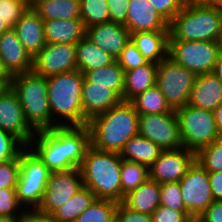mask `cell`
Returning a JSON list of instances; mask_svg holds the SVG:
<instances>
[{"label":"cell","instance_id":"cell-51","mask_svg":"<svg viewBox=\"0 0 222 222\" xmlns=\"http://www.w3.org/2000/svg\"><path fill=\"white\" fill-rule=\"evenodd\" d=\"M222 82V53H219L212 72Z\"/></svg>","mask_w":222,"mask_h":222},{"label":"cell","instance_id":"cell-16","mask_svg":"<svg viewBox=\"0 0 222 222\" xmlns=\"http://www.w3.org/2000/svg\"><path fill=\"white\" fill-rule=\"evenodd\" d=\"M0 129L14 135L25 146L36 134L25 120L19 98L12 88L0 96Z\"/></svg>","mask_w":222,"mask_h":222},{"label":"cell","instance_id":"cell-52","mask_svg":"<svg viewBox=\"0 0 222 222\" xmlns=\"http://www.w3.org/2000/svg\"><path fill=\"white\" fill-rule=\"evenodd\" d=\"M12 80L13 79H0V96L12 88Z\"/></svg>","mask_w":222,"mask_h":222},{"label":"cell","instance_id":"cell-22","mask_svg":"<svg viewBox=\"0 0 222 222\" xmlns=\"http://www.w3.org/2000/svg\"><path fill=\"white\" fill-rule=\"evenodd\" d=\"M222 103V82L213 74L197 75L186 105L213 112Z\"/></svg>","mask_w":222,"mask_h":222},{"label":"cell","instance_id":"cell-55","mask_svg":"<svg viewBox=\"0 0 222 222\" xmlns=\"http://www.w3.org/2000/svg\"><path fill=\"white\" fill-rule=\"evenodd\" d=\"M207 3L222 7V0H206Z\"/></svg>","mask_w":222,"mask_h":222},{"label":"cell","instance_id":"cell-10","mask_svg":"<svg viewBox=\"0 0 222 222\" xmlns=\"http://www.w3.org/2000/svg\"><path fill=\"white\" fill-rule=\"evenodd\" d=\"M197 75L175 63L170 57L157 65L156 85L173 110L184 107Z\"/></svg>","mask_w":222,"mask_h":222},{"label":"cell","instance_id":"cell-18","mask_svg":"<svg viewBox=\"0 0 222 222\" xmlns=\"http://www.w3.org/2000/svg\"><path fill=\"white\" fill-rule=\"evenodd\" d=\"M125 26L130 33L169 31L168 22L147 0H129Z\"/></svg>","mask_w":222,"mask_h":222},{"label":"cell","instance_id":"cell-58","mask_svg":"<svg viewBox=\"0 0 222 222\" xmlns=\"http://www.w3.org/2000/svg\"><path fill=\"white\" fill-rule=\"evenodd\" d=\"M185 222H195V218L189 217Z\"/></svg>","mask_w":222,"mask_h":222},{"label":"cell","instance_id":"cell-53","mask_svg":"<svg viewBox=\"0 0 222 222\" xmlns=\"http://www.w3.org/2000/svg\"><path fill=\"white\" fill-rule=\"evenodd\" d=\"M0 79H13V75L6 68L1 58H0Z\"/></svg>","mask_w":222,"mask_h":222},{"label":"cell","instance_id":"cell-24","mask_svg":"<svg viewBox=\"0 0 222 222\" xmlns=\"http://www.w3.org/2000/svg\"><path fill=\"white\" fill-rule=\"evenodd\" d=\"M131 40L150 62L159 64L168 57L169 31H144L131 33Z\"/></svg>","mask_w":222,"mask_h":222},{"label":"cell","instance_id":"cell-49","mask_svg":"<svg viewBox=\"0 0 222 222\" xmlns=\"http://www.w3.org/2000/svg\"><path fill=\"white\" fill-rule=\"evenodd\" d=\"M214 201L222 200V172L208 173Z\"/></svg>","mask_w":222,"mask_h":222},{"label":"cell","instance_id":"cell-50","mask_svg":"<svg viewBox=\"0 0 222 222\" xmlns=\"http://www.w3.org/2000/svg\"><path fill=\"white\" fill-rule=\"evenodd\" d=\"M217 128L222 136V103L213 111Z\"/></svg>","mask_w":222,"mask_h":222},{"label":"cell","instance_id":"cell-8","mask_svg":"<svg viewBox=\"0 0 222 222\" xmlns=\"http://www.w3.org/2000/svg\"><path fill=\"white\" fill-rule=\"evenodd\" d=\"M184 148L197 153L221 136L211 111L185 105L175 110Z\"/></svg>","mask_w":222,"mask_h":222},{"label":"cell","instance_id":"cell-43","mask_svg":"<svg viewBox=\"0 0 222 222\" xmlns=\"http://www.w3.org/2000/svg\"><path fill=\"white\" fill-rule=\"evenodd\" d=\"M156 11L169 23L183 8L186 0H147Z\"/></svg>","mask_w":222,"mask_h":222},{"label":"cell","instance_id":"cell-27","mask_svg":"<svg viewBox=\"0 0 222 222\" xmlns=\"http://www.w3.org/2000/svg\"><path fill=\"white\" fill-rule=\"evenodd\" d=\"M114 61L115 59L110 54L86 36L76 43V64L77 69L82 73L108 66Z\"/></svg>","mask_w":222,"mask_h":222},{"label":"cell","instance_id":"cell-9","mask_svg":"<svg viewBox=\"0 0 222 222\" xmlns=\"http://www.w3.org/2000/svg\"><path fill=\"white\" fill-rule=\"evenodd\" d=\"M219 53L218 42L169 40L168 57L196 75L212 73Z\"/></svg>","mask_w":222,"mask_h":222},{"label":"cell","instance_id":"cell-21","mask_svg":"<svg viewBox=\"0 0 222 222\" xmlns=\"http://www.w3.org/2000/svg\"><path fill=\"white\" fill-rule=\"evenodd\" d=\"M13 30L25 50L34 58L47 44L43 19L30 7L17 21Z\"/></svg>","mask_w":222,"mask_h":222},{"label":"cell","instance_id":"cell-44","mask_svg":"<svg viewBox=\"0 0 222 222\" xmlns=\"http://www.w3.org/2000/svg\"><path fill=\"white\" fill-rule=\"evenodd\" d=\"M186 210H172L159 205L152 213V222H185L189 218Z\"/></svg>","mask_w":222,"mask_h":222},{"label":"cell","instance_id":"cell-33","mask_svg":"<svg viewBox=\"0 0 222 222\" xmlns=\"http://www.w3.org/2000/svg\"><path fill=\"white\" fill-rule=\"evenodd\" d=\"M121 202L131 191L149 179V168L137 162L122 159L121 162Z\"/></svg>","mask_w":222,"mask_h":222},{"label":"cell","instance_id":"cell-37","mask_svg":"<svg viewBox=\"0 0 222 222\" xmlns=\"http://www.w3.org/2000/svg\"><path fill=\"white\" fill-rule=\"evenodd\" d=\"M30 7L29 0H0V18L13 28Z\"/></svg>","mask_w":222,"mask_h":222},{"label":"cell","instance_id":"cell-19","mask_svg":"<svg viewBox=\"0 0 222 222\" xmlns=\"http://www.w3.org/2000/svg\"><path fill=\"white\" fill-rule=\"evenodd\" d=\"M0 58L13 76L33 70V57L25 50L13 28L0 35Z\"/></svg>","mask_w":222,"mask_h":222},{"label":"cell","instance_id":"cell-26","mask_svg":"<svg viewBox=\"0 0 222 222\" xmlns=\"http://www.w3.org/2000/svg\"><path fill=\"white\" fill-rule=\"evenodd\" d=\"M123 203L131 210L152 215L160 205V184L148 179L124 197Z\"/></svg>","mask_w":222,"mask_h":222},{"label":"cell","instance_id":"cell-38","mask_svg":"<svg viewBox=\"0 0 222 222\" xmlns=\"http://www.w3.org/2000/svg\"><path fill=\"white\" fill-rule=\"evenodd\" d=\"M23 209L18 202L16 188L0 189V218L16 220Z\"/></svg>","mask_w":222,"mask_h":222},{"label":"cell","instance_id":"cell-30","mask_svg":"<svg viewBox=\"0 0 222 222\" xmlns=\"http://www.w3.org/2000/svg\"><path fill=\"white\" fill-rule=\"evenodd\" d=\"M84 82L94 85L110 86L123 101L125 71L115 60L108 66L83 72Z\"/></svg>","mask_w":222,"mask_h":222},{"label":"cell","instance_id":"cell-41","mask_svg":"<svg viewBox=\"0 0 222 222\" xmlns=\"http://www.w3.org/2000/svg\"><path fill=\"white\" fill-rule=\"evenodd\" d=\"M116 61L124 71L137 68L138 66L144 65L148 62V60L139 52L137 46L131 39L121 51Z\"/></svg>","mask_w":222,"mask_h":222},{"label":"cell","instance_id":"cell-17","mask_svg":"<svg viewBox=\"0 0 222 222\" xmlns=\"http://www.w3.org/2000/svg\"><path fill=\"white\" fill-rule=\"evenodd\" d=\"M86 37L116 60L130 41L131 33L123 24L107 22L86 28Z\"/></svg>","mask_w":222,"mask_h":222},{"label":"cell","instance_id":"cell-5","mask_svg":"<svg viewBox=\"0 0 222 222\" xmlns=\"http://www.w3.org/2000/svg\"><path fill=\"white\" fill-rule=\"evenodd\" d=\"M121 162L119 153L98 150L91 145L80 166L84 186L93 191L97 199L120 203Z\"/></svg>","mask_w":222,"mask_h":222},{"label":"cell","instance_id":"cell-20","mask_svg":"<svg viewBox=\"0 0 222 222\" xmlns=\"http://www.w3.org/2000/svg\"><path fill=\"white\" fill-rule=\"evenodd\" d=\"M122 99L110 89V86L94 85L84 82L82 86L81 103L84 114V125L95 116L102 114L118 105Z\"/></svg>","mask_w":222,"mask_h":222},{"label":"cell","instance_id":"cell-29","mask_svg":"<svg viewBox=\"0 0 222 222\" xmlns=\"http://www.w3.org/2000/svg\"><path fill=\"white\" fill-rule=\"evenodd\" d=\"M31 7L43 20L80 18V0H36Z\"/></svg>","mask_w":222,"mask_h":222},{"label":"cell","instance_id":"cell-1","mask_svg":"<svg viewBox=\"0 0 222 222\" xmlns=\"http://www.w3.org/2000/svg\"><path fill=\"white\" fill-rule=\"evenodd\" d=\"M90 146L88 125L37 131L28 145L51 172L80 168Z\"/></svg>","mask_w":222,"mask_h":222},{"label":"cell","instance_id":"cell-45","mask_svg":"<svg viewBox=\"0 0 222 222\" xmlns=\"http://www.w3.org/2000/svg\"><path fill=\"white\" fill-rule=\"evenodd\" d=\"M115 222H152L150 215L129 209L123 202L118 203Z\"/></svg>","mask_w":222,"mask_h":222},{"label":"cell","instance_id":"cell-28","mask_svg":"<svg viewBox=\"0 0 222 222\" xmlns=\"http://www.w3.org/2000/svg\"><path fill=\"white\" fill-rule=\"evenodd\" d=\"M162 149L149 139L136 135L132 137L120 152L124 160L137 162L148 168L159 157Z\"/></svg>","mask_w":222,"mask_h":222},{"label":"cell","instance_id":"cell-12","mask_svg":"<svg viewBox=\"0 0 222 222\" xmlns=\"http://www.w3.org/2000/svg\"><path fill=\"white\" fill-rule=\"evenodd\" d=\"M138 134L158 145L162 150L183 147L176 111L139 115Z\"/></svg>","mask_w":222,"mask_h":222},{"label":"cell","instance_id":"cell-54","mask_svg":"<svg viewBox=\"0 0 222 222\" xmlns=\"http://www.w3.org/2000/svg\"><path fill=\"white\" fill-rule=\"evenodd\" d=\"M9 29L10 27L8 26V24L3 19L0 18V35Z\"/></svg>","mask_w":222,"mask_h":222},{"label":"cell","instance_id":"cell-46","mask_svg":"<svg viewBox=\"0 0 222 222\" xmlns=\"http://www.w3.org/2000/svg\"><path fill=\"white\" fill-rule=\"evenodd\" d=\"M129 0H106L111 22L125 25Z\"/></svg>","mask_w":222,"mask_h":222},{"label":"cell","instance_id":"cell-31","mask_svg":"<svg viewBox=\"0 0 222 222\" xmlns=\"http://www.w3.org/2000/svg\"><path fill=\"white\" fill-rule=\"evenodd\" d=\"M93 191L83 186L65 204L57 208L51 215L55 222H75L95 200Z\"/></svg>","mask_w":222,"mask_h":222},{"label":"cell","instance_id":"cell-4","mask_svg":"<svg viewBox=\"0 0 222 222\" xmlns=\"http://www.w3.org/2000/svg\"><path fill=\"white\" fill-rule=\"evenodd\" d=\"M46 81L51 129L56 126H83L81 96L84 74L77 69L47 77Z\"/></svg>","mask_w":222,"mask_h":222},{"label":"cell","instance_id":"cell-7","mask_svg":"<svg viewBox=\"0 0 222 222\" xmlns=\"http://www.w3.org/2000/svg\"><path fill=\"white\" fill-rule=\"evenodd\" d=\"M19 161L20 171L16 186L18 202L24 209H37L51 171L28 146L20 152Z\"/></svg>","mask_w":222,"mask_h":222},{"label":"cell","instance_id":"cell-11","mask_svg":"<svg viewBox=\"0 0 222 222\" xmlns=\"http://www.w3.org/2000/svg\"><path fill=\"white\" fill-rule=\"evenodd\" d=\"M179 184L186 211L198 218L214 201L208 172L195 160Z\"/></svg>","mask_w":222,"mask_h":222},{"label":"cell","instance_id":"cell-34","mask_svg":"<svg viewBox=\"0 0 222 222\" xmlns=\"http://www.w3.org/2000/svg\"><path fill=\"white\" fill-rule=\"evenodd\" d=\"M118 202L109 199H96L75 222H115Z\"/></svg>","mask_w":222,"mask_h":222},{"label":"cell","instance_id":"cell-2","mask_svg":"<svg viewBox=\"0 0 222 222\" xmlns=\"http://www.w3.org/2000/svg\"><path fill=\"white\" fill-rule=\"evenodd\" d=\"M91 145L102 151L119 153L138 135L139 114L130 102L121 101L88 122Z\"/></svg>","mask_w":222,"mask_h":222},{"label":"cell","instance_id":"cell-25","mask_svg":"<svg viewBox=\"0 0 222 222\" xmlns=\"http://www.w3.org/2000/svg\"><path fill=\"white\" fill-rule=\"evenodd\" d=\"M157 65L148 61L144 65L125 71L123 101L130 102L156 84Z\"/></svg>","mask_w":222,"mask_h":222},{"label":"cell","instance_id":"cell-60","mask_svg":"<svg viewBox=\"0 0 222 222\" xmlns=\"http://www.w3.org/2000/svg\"><path fill=\"white\" fill-rule=\"evenodd\" d=\"M186 1H206V0H186Z\"/></svg>","mask_w":222,"mask_h":222},{"label":"cell","instance_id":"cell-36","mask_svg":"<svg viewBox=\"0 0 222 222\" xmlns=\"http://www.w3.org/2000/svg\"><path fill=\"white\" fill-rule=\"evenodd\" d=\"M196 161L208 172H222V137L202 147L196 153Z\"/></svg>","mask_w":222,"mask_h":222},{"label":"cell","instance_id":"cell-56","mask_svg":"<svg viewBox=\"0 0 222 222\" xmlns=\"http://www.w3.org/2000/svg\"><path fill=\"white\" fill-rule=\"evenodd\" d=\"M218 45H219V51L222 53V32L220 33V36L218 39Z\"/></svg>","mask_w":222,"mask_h":222},{"label":"cell","instance_id":"cell-32","mask_svg":"<svg viewBox=\"0 0 222 222\" xmlns=\"http://www.w3.org/2000/svg\"><path fill=\"white\" fill-rule=\"evenodd\" d=\"M130 103L139 115H155L174 111L156 84L134 97Z\"/></svg>","mask_w":222,"mask_h":222},{"label":"cell","instance_id":"cell-42","mask_svg":"<svg viewBox=\"0 0 222 222\" xmlns=\"http://www.w3.org/2000/svg\"><path fill=\"white\" fill-rule=\"evenodd\" d=\"M20 171L19 155L0 164V189L16 188Z\"/></svg>","mask_w":222,"mask_h":222},{"label":"cell","instance_id":"cell-6","mask_svg":"<svg viewBox=\"0 0 222 222\" xmlns=\"http://www.w3.org/2000/svg\"><path fill=\"white\" fill-rule=\"evenodd\" d=\"M12 89L16 92L25 120L35 131L51 129L46 78L33 71L13 76Z\"/></svg>","mask_w":222,"mask_h":222},{"label":"cell","instance_id":"cell-35","mask_svg":"<svg viewBox=\"0 0 222 222\" xmlns=\"http://www.w3.org/2000/svg\"><path fill=\"white\" fill-rule=\"evenodd\" d=\"M80 19L85 28L111 22L106 0H80Z\"/></svg>","mask_w":222,"mask_h":222},{"label":"cell","instance_id":"cell-39","mask_svg":"<svg viewBox=\"0 0 222 222\" xmlns=\"http://www.w3.org/2000/svg\"><path fill=\"white\" fill-rule=\"evenodd\" d=\"M160 205L172 210H186L179 182L160 184Z\"/></svg>","mask_w":222,"mask_h":222},{"label":"cell","instance_id":"cell-59","mask_svg":"<svg viewBox=\"0 0 222 222\" xmlns=\"http://www.w3.org/2000/svg\"><path fill=\"white\" fill-rule=\"evenodd\" d=\"M36 0H29L30 5H32Z\"/></svg>","mask_w":222,"mask_h":222},{"label":"cell","instance_id":"cell-40","mask_svg":"<svg viewBox=\"0 0 222 222\" xmlns=\"http://www.w3.org/2000/svg\"><path fill=\"white\" fill-rule=\"evenodd\" d=\"M25 147L14 135L0 129V164L15 159Z\"/></svg>","mask_w":222,"mask_h":222},{"label":"cell","instance_id":"cell-3","mask_svg":"<svg viewBox=\"0 0 222 222\" xmlns=\"http://www.w3.org/2000/svg\"><path fill=\"white\" fill-rule=\"evenodd\" d=\"M169 40L218 42L222 32V7L206 1H186L168 23Z\"/></svg>","mask_w":222,"mask_h":222},{"label":"cell","instance_id":"cell-14","mask_svg":"<svg viewBox=\"0 0 222 222\" xmlns=\"http://www.w3.org/2000/svg\"><path fill=\"white\" fill-rule=\"evenodd\" d=\"M77 70L76 44L47 43L33 58V72L45 78Z\"/></svg>","mask_w":222,"mask_h":222},{"label":"cell","instance_id":"cell-15","mask_svg":"<svg viewBox=\"0 0 222 222\" xmlns=\"http://www.w3.org/2000/svg\"><path fill=\"white\" fill-rule=\"evenodd\" d=\"M196 160V153L184 147L162 150L149 167V179L163 183L179 182Z\"/></svg>","mask_w":222,"mask_h":222},{"label":"cell","instance_id":"cell-47","mask_svg":"<svg viewBox=\"0 0 222 222\" xmlns=\"http://www.w3.org/2000/svg\"><path fill=\"white\" fill-rule=\"evenodd\" d=\"M16 222H55L52 215L38 209H24Z\"/></svg>","mask_w":222,"mask_h":222},{"label":"cell","instance_id":"cell-48","mask_svg":"<svg viewBox=\"0 0 222 222\" xmlns=\"http://www.w3.org/2000/svg\"><path fill=\"white\" fill-rule=\"evenodd\" d=\"M200 222H222V200L212 204L198 217Z\"/></svg>","mask_w":222,"mask_h":222},{"label":"cell","instance_id":"cell-57","mask_svg":"<svg viewBox=\"0 0 222 222\" xmlns=\"http://www.w3.org/2000/svg\"><path fill=\"white\" fill-rule=\"evenodd\" d=\"M0 222H16V220H10L6 218H0Z\"/></svg>","mask_w":222,"mask_h":222},{"label":"cell","instance_id":"cell-13","mask_svg":"<svg viewBox=\"0 0 222 222\" xmlns=\"http://www.w3.org/2000/svg\"><path fill=\"white\" fill-rule=\"evenodd\" d=\"M84 186L80 168L51 172L42 201L37 208L52 214Z\"/></svg>","mask_w":222,"mask_h":222},{"label":"cell","instance_id":"cell-23","mask_svg":"<svg viewBox=\"0 0 222 222\" xmlns=\"http://www.w3.org/2000/svg\"><path fill=\"white\" fill-rule=\"evenodd\" d=\"M47 43L76 44L86 36V28L80 18L43 20Z\"/></svg>","mask_w":222,"mask_h":222}]
</instances>
